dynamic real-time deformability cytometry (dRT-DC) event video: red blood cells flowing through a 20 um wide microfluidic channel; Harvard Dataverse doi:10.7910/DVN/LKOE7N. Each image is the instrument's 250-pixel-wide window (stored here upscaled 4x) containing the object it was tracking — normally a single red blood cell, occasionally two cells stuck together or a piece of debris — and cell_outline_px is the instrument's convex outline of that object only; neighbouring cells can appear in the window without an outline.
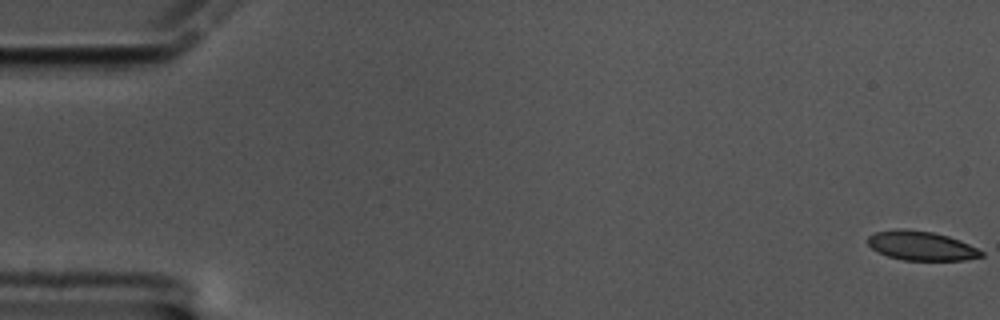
{"species": "common noctule bat (a hibernating species)", "species_latin": "Nyctalus noctula", "temperature_condition": "cold", "stored_images_in_passage": 60, "camera_frame_rate_fps": 3000, "um_per_image_px": 0.085, "animal": {"sex": "male", "body_mass_g": 17.5, "forearm_length_mm": 52.3}, "frame": {"image": 1, "passage_image": 1, "time_ms": 0.0, "image_size_px": [1000, 320], "cell_outline_px": [[984, 256], [964, 260], [904, 260], [888, 256], [872, 248], [868, 244], [868, 236], [876, 232], [896, 228], [904, 228], [932, 232], [948, 236], [960, 240], [984, 252]], "centroid_in_image_um": [78.31, 20.88], "position_along_channel_um": 6.7, "area_um2": 19.25}}
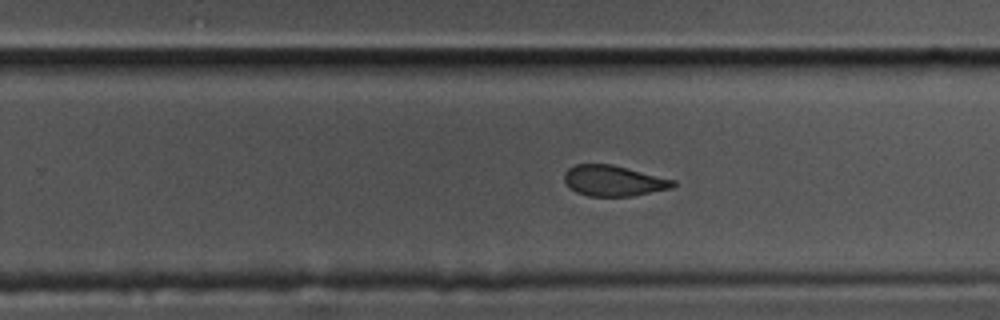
{"frame": {"image": 2, "passage_image": 38, "time_ms": 12.333, "image_size_px": [1000, 320], "cell_outline_px": [[676, 184], [672, 188], [632, 196], [588, 196], [576, 192], [564, 180], [564, 172], [568, 168], [576, 164], [612, 164], [676, 180]], "centroid_in_image_um": [52.17, 15.36], "position_along_channel_um": 277.6, "area_um2": 19.42}}
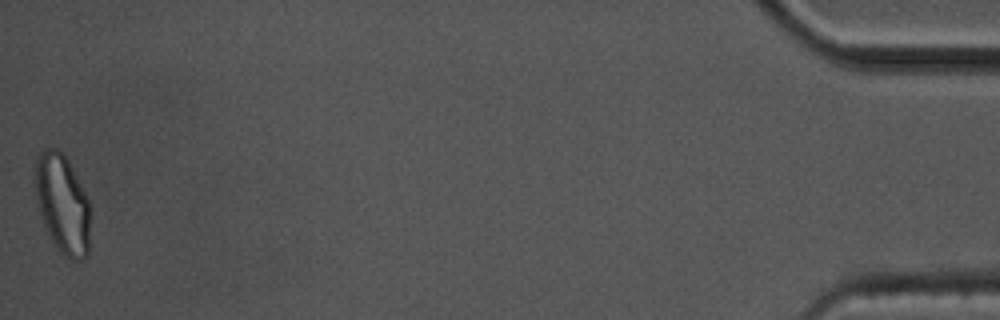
{"frame": {"image": 3, "passage_image": 60, "time_ms": 19.667, "image_size_px": [1000, 320], "cell_outline_px": [[88, 256], [84, 260], [72, 260], [64, 256], [60, 252], [48, 236], [40, 212], [32, 180], [36, 156], [44, 148], [56, 148], [68, 160], [88, 200]], "centroid_in_image_um": [5.25, 17.32], "position_along_channel_um": 429.9, "area_um2": 31.85}, "authors_computed_cell_mechanics": {"area_um2": 20.6635, "velocity_mm_per_s": 3.3806, "shape_relaxation_time_tau1_ms": 8.9871, "shape_relaxation_time_tau2_ms": 2.5773, "deformation_change_tau1": 0.1576, "deformation_change_tau2": 0.0845}}